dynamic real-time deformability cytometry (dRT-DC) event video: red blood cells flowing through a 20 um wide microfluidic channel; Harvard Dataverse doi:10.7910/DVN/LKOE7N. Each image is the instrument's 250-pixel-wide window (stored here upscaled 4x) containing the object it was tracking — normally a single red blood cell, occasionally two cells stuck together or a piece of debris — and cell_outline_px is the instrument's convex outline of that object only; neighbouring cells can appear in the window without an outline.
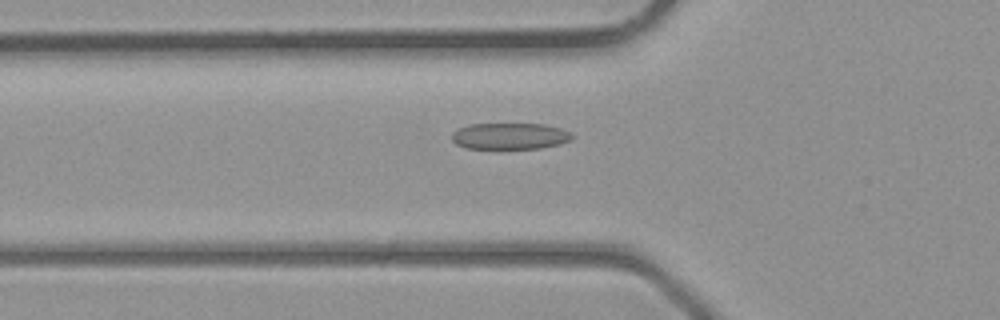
{"species": "common noctule bat (a hibernating species)", "species_latin": "Nyctalus noctula", "temperature_condition": "room temperature", "stored_images_in_passage": 40, "camera_frame_rate_fps": 3000, "um_per_image_px": 0.085, "animal": {"sex": "male", "body_mass_g": 23.1, "forearm_length_mm": 52.7}, "frame": {"image": 1, "passage_image": 15, "time_ms": 4.667, "image_size_px": [1000, 320], "cell_outline_px": [[572, 140], [560, 144], [540, 148], [496, 152], [464, 148], [456, 144], [452, 140], [452, 132], [468, 124], [544, 124], [560, 128], [572, 132]], "centroid_in_image_um": [43.3, 11.63], "position_along_channel_um": 82.5, "area_um2": 19.59}}
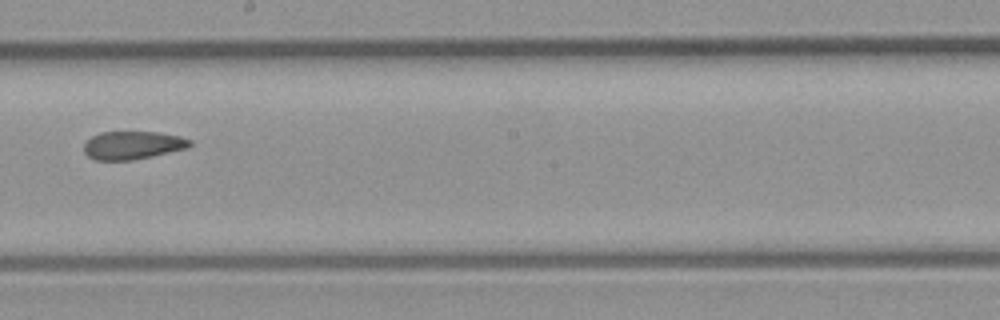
{"frame": {"image": 2, "passage_image": 24, "time_ms": 7.667, "image_size_px": [1000, 320], "cell_outline_px": [[192, 144], [188, 148], [152, 156], [132, 160], [96, 160], [88, 156], [84, 152], [84, 144], [92, 136], [100, 132], [156, 132], [180, 136], [192, 140]], "centroid_in_image_um": [11.29, 12.34], "position_along_channel_um": 236.9, "area_um2": 17.34}}
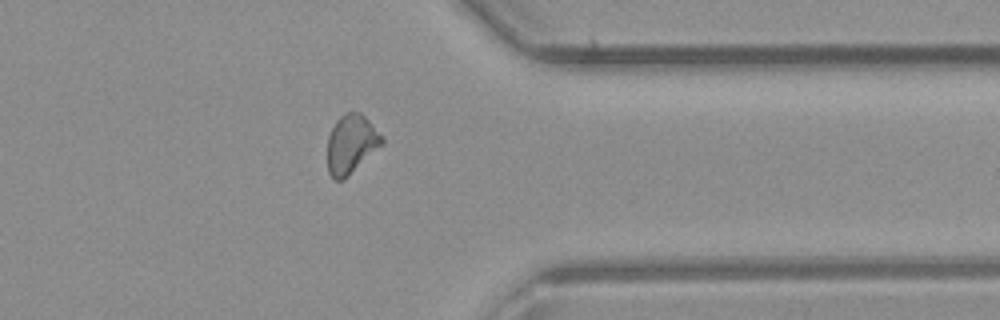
{"frame": {"image": 3, "passage_image": 33, "time_ms": 10.667, "image_size_px": [1000, 320], "cell_outline_px": [[384, 144], [344, 180], [336, 180], [328, 172], [328, 136], [336, 120], [344, 112], [360, 112], [384, 136]], "centroid_in_image_um": [29.88, 12.24], "position_along_channel_um": 381.5, "area_um2": 18.84}}